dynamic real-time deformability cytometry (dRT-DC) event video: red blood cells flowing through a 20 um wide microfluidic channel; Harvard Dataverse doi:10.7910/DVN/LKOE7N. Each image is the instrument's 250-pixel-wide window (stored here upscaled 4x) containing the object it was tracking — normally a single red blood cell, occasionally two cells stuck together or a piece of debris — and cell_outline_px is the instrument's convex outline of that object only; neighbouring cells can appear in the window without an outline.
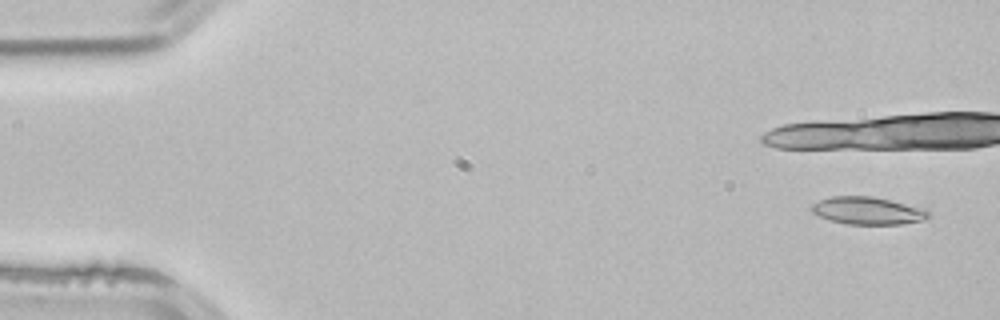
{"species": "common noctule bat (a hibernating species)", "species_latin": "Nyctalus noctula", "temperature_condition": "room temperature", "stored_images_in_passage": 13, "camera_frame_rate_fps": 3000, "um_per_image_px": 0.085, "animal": {"sex": "male", "body_mass_g": 21.5, "forearm_length_mm": 52.0}, "frame": {"image": 1, "passage_image": 3, "time_ms": 0.667, "image_size_px": [1000, 320], "cell_outline_px": [[932, 216], [924, 220], [900, 224], [848, 224], [828, 220], [812, 212], [808, 208], [812, 204], [820, 200], [832, 196], [872, 196], [924, 208]], "centroid_in_image_um": [73.74, 17.91], "position_along_channel_um": 11.3, "area_um2": 18.79}}